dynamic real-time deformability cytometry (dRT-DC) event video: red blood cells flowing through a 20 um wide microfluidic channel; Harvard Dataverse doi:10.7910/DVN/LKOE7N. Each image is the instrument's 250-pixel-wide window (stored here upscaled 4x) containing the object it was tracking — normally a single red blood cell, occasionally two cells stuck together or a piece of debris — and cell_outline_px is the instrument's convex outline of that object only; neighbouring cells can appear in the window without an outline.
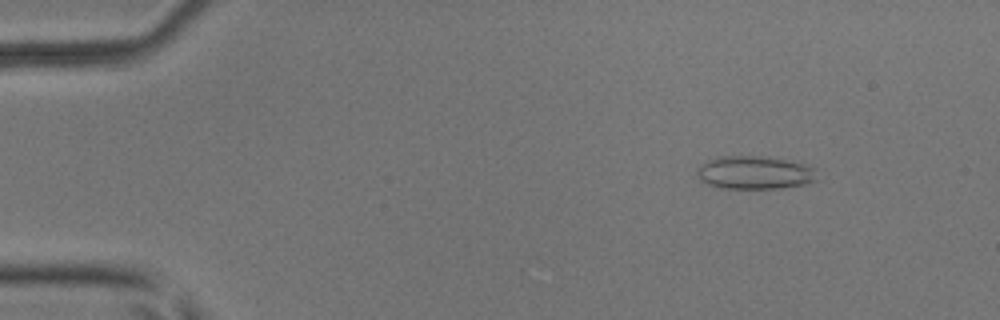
{"species": "common noctule bat (a hibernating species)", "species_latin": "Nyctalus noctula", "temperature_condition": "room temperature", "stored_images_in_passage": 50, "camera_frame_rate_fps": 3000, "um_per_image_px": 0.085, "animal": {"sex": "male", "body_mass_g": 17.9, "forearm_length_mm": 54.2}, "frame": {"image": 1, "passage_image": 6, "time_ms": 1.667, "image_size_px": [1000, 320], "cell_outline_px": [[820, 180], [804, 184], [784, 188], [720, 188], [708, 184], [700, 180], [696, 176], [696, 168], [700, 164], [716, 156], [768, 156], [804, 164], [816, 168]], "centroid_in_image_um": [64.16, 14.67], "position_along_channel_um": 20.8, "area_um2": 23.7}}
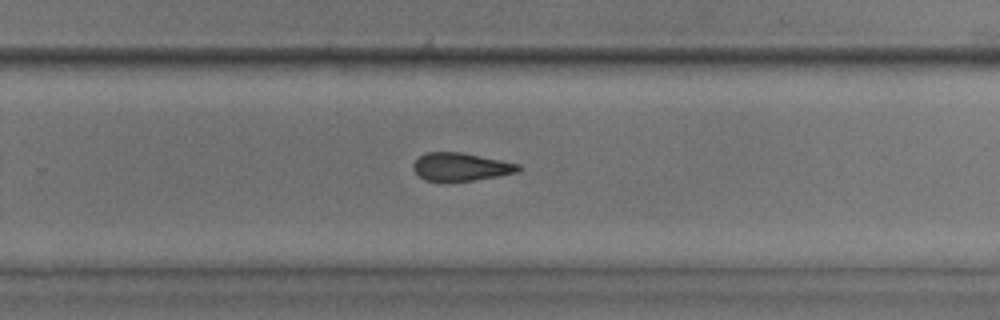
{"frame": {"image": 2, "passage_image": 33, "time_ms": 10.667, "image_size_px": [1000, 320], "cell_outline_px": [[524, 168], [520, 172], [500, 176], [472, 180], [424, 180], [412, 168], [412, 164], [424, 152], [464, 152], [520, 164]], "centroid_in_image_um": [39.23, 14.16], "position_along_channel_um": 290.6, "area_um2": 17.22}}
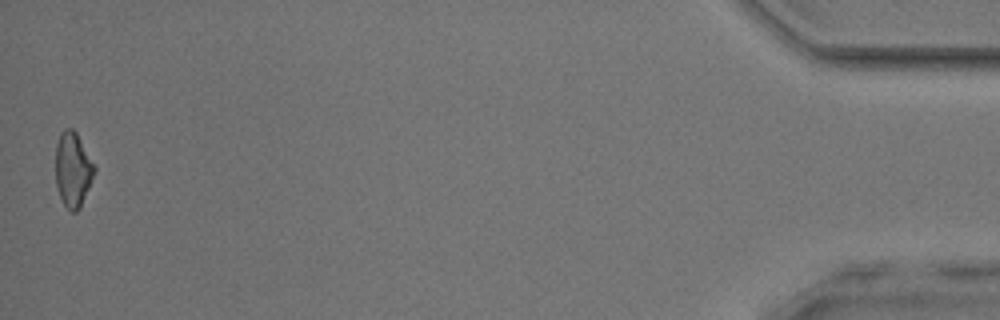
{"frame": {"image": 3, "passage_image": 50, "time_ms": 16.333, "image_size_px": [1000, 320], "cell_outline_px": [[96, 172], [80, 208], [76, 212], [72, 212], [64, 204], [60, 196], [56, 184], [56, 144], [60, 132], [64, 128], [72, 128], [76, 132], [96, 168]], "centroid_in_image_um": [6.2, 14.4], "position_along_channel_um": 429.0, "area_um2": 16.88}, "authors_computed_cell_mechanics": {"area_um2": 18.3804, "velocity_mm_per_s": 4.0596, "shape_relaxation_time_tau1_ms": null, "shape_relaxation_time_tau2_ms": 4.8255, "deformation_change_tau1": null, "deformation_change_tau2": 0.156}}